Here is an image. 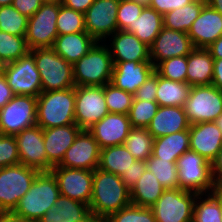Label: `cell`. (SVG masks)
Returning a JSON list of instances; mask_svg holds the SVG:
<instances>
[{
    "mask_svg": "<svg viewBox=\"0 0 222 222\" xmlns=\"http://www.w3.org/2000/svg\"><path fill=\"white\" fill-rule=\"evenodd\" d=\"M131 204L130 189L120 176L96 168L93 171L90 212L95 222H103L113 213Z\"/></svg>",
    "mask_w": 222,
    "mask_h": 222,
    "instance_id": "6da1fadb",
    "label": "cell"
},
{
    "mask_svg": "<svg viewBox=\"0 0 222 222\" xmlns=\"http://www.w3.org/2000/svg\"><path fill=\"white\" fill-rule=\"evenodd\" d=\"M36 124L42 129L75 124V87L42 91L37 97Z\"/></svg>",
    "mask_w": 222,
    "mask_h": 222,
    "instance_id": "7a4b0ae2",
    "label": "cell"
},
{
    "mask_svg": "<svg viewBox=\"0 0 222 222\" xmlns=\"http://www.w3.org/2000/svg\"><path fill=\"white\" fill-rule=\"evenodd\" d=\"M60 195L54 175L50 171L40 172L12 213L25 220L37 222L52 209Z\"/></svg>",
    "mask_w": 222,
    "mask_h": 222,
    "instance_id": "3957f363",
    "label": "cell"
},
{
    "mask_svg": "<svg viewBox=\"0 0 222 222\" xmlns=\"http://www.w3.org/2000/svg\"><path fill=\"white\" fill-rule=\"evenodd\" d=\"M114 63L106 43L96 42L73 65L75 86H104L111 82Z\"/></svg>",
    "mask_w": 222,
    "mask_h": 222,
    "instance_id": "277c9868",
    "label": "cell"
},
{
    "mask_svg": "<svg viewBox=\"0 0 222 222\" xmlns=\"http://www.w3.org/2000/svg\"><path fill=\"white\" fill-rule=\"evenodd\" d=\"M40 73L43 91L75 87L73 65L59 56L52 47L30 50Z\"/></svg>",
    "mask_w": 222,
    "mask_h": 222,
    "instance_id": "5b68a950",
    "label": "cell"
},
{
    "mask_svg": "<svg viewBox=\"0 0 222 222\" xmlns=\"http://www.w3.org/2000/svg\"><path fill=\"white\" fill-rule=\"evenodd\" d=\"M180 188L197 194L215 190L211 163L198 153L187 150L176 161Z\"/></svg>",
    "mask_w": 222,
    "mask_h": 222,
    "instance_id": "8992f818",
    "label": "cell"
},
{
    "mask_svg": "<svg viewBox=\"0 0 222 222\" xmlns=\"http://www.w3.org/2000/svg\"><path fill=\"white\" fill-rule=\"evenodd\" d=\"M40 172L23 164L0 169V213H10Z\"/></svg>",
    "mask_w": 222,
    "mask_h": 222,
    "instance_id": "52a82bcc",
    "label": "cell"
},
{
    "mask_svg": "<svg viewBox=\"0 0 222 222\" xmlns=\"http://www.w3.org/2000/svg\"><path fill=\"white\" fill-rule=\"evenodd\" d=\"M184 110L190 124L215 122L222 114V91L212 84L192 86Z\"/></svg>",
    "mask_w": 222,
    "mask_h": 222,
    "instance_id": "ba28073f",
    "label": "cell"
},
{
    "mask_svg": "<svg viewBox=\"0 0 222 222\" xmlns=\"http://www.w3.org/2000/svg\"><path fill=\"white\" fill-rule=\"evenodd\" d=\"M197 193L166 189L151 207L156 222H192Z\"/></svg>",
    "mask_w": 222,
    "mask_h": 222,
    "instance_id": "9c48e42d",
    "label": "cell"
},
{
    "mask_svg": "<svg viewBox=\"0 0 222 222\" xmlns=\"http://www.w3.org/2000/svg\"><path fill=\"white\" fill-rule=\"evenodd\" d=\"M60 2L43 3L41 7L28 18L26 41L30 50L35 48L53 47L58 36L56 20Z\"/></svg>",
    "mask_w": 222,
    "mask_h": 222,
    "instance_id": "30bf717a",
    "label": "cell"
},
{
    "mask_svg": "<svg viewBox=\"0 0 222 222\" xmlns=\"http://www.w3.org/2000/svg\"><path fill=\"white\" fill-rule=\"evenodd\" d=\"M37 97L14 95L0 109V134L16 135L36 124Z\"/></svg>",
    "mask_w": 222,
    "mask_h": 222,
    "instance_id": "8fae6325",
    "label": "cell"
},
{
    "mask_svg": "<svg viewBox=\"0 0 222 222\" xmlns=\"http://www.w3.org/2000/svg\"><path fill=\"white\" fill-rule=\"evenodd\" d=\"M104 86H75V124L88 130L108 114Z\"/></svg>",
    "mask_w": 222,
    "mask_h": 222,
    "instance_id": "7c38bea8",
    "label": "cell"
},
{
    "mask_svg": "<svg viewBox=\"0 0 222 222\" xmlns=\"http://www.w3.org/2000/svg\"><path fill=\"white\" fill-rule=\"evenodd\" d=\"M3 75L14 95L38 97L43 91L40 73L34 56L30 52L20 59L6 64Z\"/></svg>",
    "mask_w": 222,
    "mask_h": 222,
    "instance_id": "4fadbf2b",
    "label": "cell"
},
{
    "mask_svg": "<svg viewBox=\"0 0 222 222\" xmlns=\"http://www.w3.org/2000/svg\"><path fill=\"white\" fill-rule=\"evenodd\" d=\"M120 0H94L84 13L85 31L96 41L105 42L118 30Z\"/></svg>",
    "mask_w": 222,
    "mask_h": 222,
    "instance_id": "5bb4252c",
    "label": "cell"
},
{
    "mask_svg": "<svg viewBox=\"0 0 222 222\" xmlns=\"http://www.w3.org/2000/svg\"><path fill=\"white\" fill-rule=\"evenodd\" d=\"M50 172L57 181L61 195L84 204H90L93 171L55 166Z\"/></svg>",
    "mask_w": 222,
    "mask_h": 222,
    "instance_id": "9a60e30c",
    "label": "cell"
},
{
    "mask_svg": "<svg viewBox=\"0 0 222 222\" xmlns=\"http://www.w3.org/2000/svg\"><path fill=\"white\" fill-rule=\"evenodd\" d=\"M100 151L92 134L88 130H81L58 166L94 171L99 166Z\"/></svg>",
    "mask_w": 222,
    "mask_h": 222,
    "instance_id": "2e32d148",
    "label": "cell"
},
{
    "mask_svg": "<svg viewBox=\"0 0 222 222\" xmlns=\"http://www.w3.org/2000/svg\"><path fill=\"white\" fill-rule=\"evenodd\" d=\"M20 164L39 172H47V155L43 129L37 124L23 129L15 135Z\"/></svg>",
    "mask_w": 222,
    "mask_h": 222,
    "instance_id": "e0dca14e",
    "label": "cell"
},
{
    "mask_svg": "<svg viewBox=\"0 0 222 222\" xmlns=\"http://www.w3.org/2000/svg\"><path fill=\"white\" fill-rule=\"evenodd\" d=\"M194 49L187 33L163 27L150 46V58L154 66L172 58L187 56Z\"/></svg>",
    "mask_w": 222,
    "mask_h": 222,
    "instance_id": "ac0fdd59",
    "label": "cell"
},
{
    "mask_svg": "<svg viewBox=\"0 0 222 222\" xmlns=\"http://www.w3.org/2000/svg\"><path fill=\"white\" fill-rule=\"evenodd\" d=\"M132 128L128 115L108 113L99 122L90 127L88 131L102 149L108 146L124 144Z\"/></svg>",
    "mask_w": 222,
    "mask_h": 222,
    "instance_id": "d6986e66",
    "label": "cell"
},
{
    "mask_svg": "<svg viewBox=\"0 0 222 222\" xmlns=\"http://www.w3.org/2000/svg\"><path fill=\"white\" fill-rule=\"evenodd\" d=\"M107 41L113 62L151 61L150 47L132 33L117 30Z\"/></svg>",
    "mask_w": 222,
    "mask_h": 222,
    "instance_id": "ffe728a7",
    "label": "cell"
},
{
    "mask_svg": "<svg viewBox=\"0 0 222 222\" xmlns=\"http://www.w3.org/2000/svg\"><path fill=\"white\" fill-rule=\"evenodd\" d=\"M113 63L114 68L110 83L116 88L122 89L133 95L155 71V66L151 61H125Z\"/></svg>",
    "mask_w": 222,
    "mask_h": 222,
    "instance_id": "44dd1931",
    "label": "cell"
},
{
    "mask_svg": "<svg viewBox=\"0 0 222 222\" xmlns=\"http://www.w3.org/2000/svg\"><path fill=\"white\" fill-rule=\"evenodd\" d=\"M187 34L194 48H207L222 35V14L206 4Z\"/></svg>",
    "mask_w": 222,
    "mask_h": 222,
    "instance_id": "7402d4cb",
    "label": "cell"
},
{
    "mask_svg": "<svg viewBox=\"0 0 222 222\" xmlns=\"http://www.w3.org/2000/svg\"><path fill=\"white\" fill-rule=\"evenodd\" d=\"M81 130L76 124L43 129L47 172L61 163L66 150L73 144Z\"/></svg>",
    "mask_w": 222,
    "mask_h": 222,
    "instance_id": "603a6c76",
    "label": "cell"
},
{
    "mask_svg": "<svg viewBox=\"0 0 222 222\" xmlns=\"http://www.w3.org/2000/svg\"><path fill=\"white\" fill-rule=\"evenodd\" d=\"M189 134L190 150L211 163L222 148V131L217 124L215 122L191 124Z\"/></svg>",
    "mask_w": 222,
    "mask_h": 222,
    "instance_id": "cb8c5ba5",
    "label": "cell"
},
{
    "mask_svg": "<svg viewBox=\"0 0 222 222\" xmlns=\"http://www.w3.org/2000/svg\"><path fill=\"white\" fill-rule=\"evenodd\" d=\"M190 125L184 107L159 106L147 129L157 138L189 130Z\"/></svg>",
    "mask_w": 222,
    "mask_h": 222,
    "instance_id": "d4e9b609",
    "label": "cell"
},
{
    "mask_svg": "<svg viewBox=\"0 0 222 222\" xmlns=\"http://www.w3.org/2000/svg\"><path fill=\"white\" fill-rule=\"evenodd\" d=\"M37 222H95L88 204L60 195L55 205Z\"/></svg>",
    "mask_w": 222,
    "mask_h": 222,
    "instance_id": "484cf974",
    "label": "cell"
},
{
    "mask_svg": "<svg viewBox=\"0 0 222 222\" xmlns=\"http://www.w3.org/2000/svg\"><path fill=\"white\" fill-rule=\"evenodd\" d=\"M214 59L207 48H194L187 55L186 83L190 86L211 85Z\"/></svg>",
    "mask_w": 222,
    "mask_h": 222,
    "instance_id": "4316f807",
    "label": "cell"
},
{
    "mask_svg": "<svg viewBox=\"0 0 222 222\" xmlns=\"http://www.w3.org/2000/svg\"><path fill=\"white\" fill-rule=\"evenodd\" d=\"M95 43L96 41L84 31L58 35L52 48L59 56L74 65L88 53Z\"/></svg>",
    "mask_w": 222,
    "mask_h": 222,
    "instance_id": "83f0119b",
    "label": "cell"
},
{
    "mask_svg": "<svg viewBox=\"0 0 222 222\" xmlns=\"http://www.w3.org/2000/svg\"><path fill=\"white\" fill-rule=\"evenodd\" d=\"M190 149L189 130H183L154 139L152 155L154 157L176 162L177 159Z\"/></svg>",
    "mask_w": 222,
    "mask_h": 222,
    "instance_id": "f1b7e54d",
    "label": "cell"
},
{
    "mask_svg": "<svg viewBox=\"0 0 222 222\" xmlns=\"http://www.w3.org/2000/svg\"><path fill=\"white\" fill-rule=\"evenodd\" d=\"M166 189L148 169L130 189L131 204L151 208Z\"/></svg>",
    "mask_w": 222,
    "mask_h": 222,
    "instance_id": "f546056e",
    "label": "cell"
},
{
    "mask_svg": "<svg viewBox=\"0 0 222 222\" xmlns=\"http://www.w3.org/2000/svg\"><path fill=\"white\" fill-rule=\"evenodd\" d=\"M136 161L128 149L122 145L104 147L100 151L98 168L121 176L124 171H128Z\"/></svg>",
    "mask_w": 222,
    "mask_h": 222,
    "instance_id": "4dcf8cb0",
    "label": "cell"
},
{
    "mask_svg": "<svg viewBox=\"0 0 222 222\" xmlns=\"http://www.w3.org/2000/svg\"><path fill=\"white\" fill-rule=\"evenodd\" d=\"M191 87L187 83L169 80L157 74L156 102L159 106L184 107Z\"/></svg>",
    "mask_w": 222,
    "mask_h": 222,
    "instance_id": "1f68e13d",
    "label": "cell"
},
{
    "mask_svg": "<svg viewBox=\"0 0 222 222\" xmlns=\"http://www.w3.org/2000/svg\"><path fill=\"white\" fill-rule=\"evenodd\" d=\"M163 27V16L153 8L145 6L132 25L131 33L150 47Z\"/></svg>",
    "mask_w": 222,
    "mask_h": 222,
    "instance_id": "d6a6232c",
    "label": "cell"
},
{
    "mask_svg": "<svg viewBox=\"0 0 222 222\" xmlns=\"http://www.w3.org/2000/svg\"><path fill=\"white\" fill-rule=\"evenodd\" d=\"M207 4L206 0H194L183 7L177 8L163 16L164 27L188 33L193 22L199 16L202 8Z\"/></svg>",
    "mask_w": 222,
    "mask_h": 222,
    "instance_id": "836d02e7",
    "label": "cell"
},
{
    "mask_svg": "<svg viewBox=\"0 0 222 222\" xmlns=\"http://www.w3.org/2000/svg\"><path fill=\"white\" fill-rule=\"evenodd\" d=\"M192 222H222L219 189L211 193L197 194Z\"/></svg>",
    "mask_w": 222,
    "mask_h": 222,
    "instance_id": "e575fe53",
    "label": "cell"
},
{
    "mask_svg": "<svg viewBox=\"0 0 222 222\" xmlns=\"http://www.w3.org/2000/svg\"><path fill=\"white\" fill-rule=\"evenodd\" d=\"M154 139L147 128H132L123 145L136 160L146 161L152 155Z\"/></svg>",
    "mask_w": 222,
    "mask_h": 222,
    "instance_id": "d590c367",
    "label": "cell"
},
{
    "mask_svg": "<svg viewBox=\"0 0 222 222\" xmlns=\"http://www.w3.org/2000/svg\"><path fill=\"white\" fill-rule=\"evenodd\" d=\"M147 169L154 173L165 189L180 188L176 162L164 160L151 155L146 161Z\"/></svg>",
    "mask_w": 222,
    "mask_h": 222,
    "instance_id": "8d00e7d4",
    "label": "cell"
},
{
    "mask_svg": "<svg viewBox=\"0 0 222 222\" xmlns=\"http://www.w3.org/2000/svg\"><path fill=\"white\" fill-rule=\"evenodd\" d=\"M29 52L25 36H16L0 30V58L6 64L20 59Z\"/></svg>",
    "mask_w": 222,
    "mask_h": 222,
    "instance_id": "74e56055",
    "label": "cell"
},
{
    "mask_svg": "<svg viewBox=\"0 0 222 222\" xmlns=\"http://www.w3.org/2000/svg\"><path fill=\"white\" fill-rule=\"evenodd\" d=\"M28 18L12 5L0 7V30L16 36H26Z\"/></svg>",
    "mask_w": 222,
    "mask_h": 222,
    "instance_id": "f35d334b",
    "label": "cell"
},
{
    "mask_svg": "<svg viewBox=\"0 0 222 222\" xmlns=\"http://www.w3.org/2000/svg\"><path fill=\"white\" fill-rule=\"evenodd\" d=\"M58 35L72 34L85 31L84 14L61 4L56 20Z\"/></svg>",
    "mask_w": 222,
    "mask_h": 222,
    "instance_id": "ab89813d",
    "label": "cell"
},
{
    "mask_svg": "<svg viewBox=\"0 0 222 222\" xmlns=\"http://www.w3.org/2000/svg\"><path fill=\"white\" fill-rule=\"evenodd\" d=\"M104 96L109 113L128 115L134 100L133 94L116 88L111 83H107L104 85Z\"/></svg>",
    "mask_w": 222,
    "mask_h": 222,
    "instance_id": "60d3db41",
    "label": "cell"
},
{
    "mask_svg": "<svg viewBox=\"0 0 222 222\" xmlns=\"http://www.w3.org/2000/svg\"><path fill=\"white\" fill-rule=\"evenodd\" d=\"M159 105L156 101L133 100L128 118L133 128H147L156 114Z\"/></svg>",
    "mask_w": 222,
    "mask_h": 222,
    "instance_id": "b9f144b4",
    "label": "cell"
},
{
    "mask_svg": "<svg viewBox=\"0 0 222 222\" xmlns=\"http://www.w3.org/2000/svg\"><path fill=\"white\" fill-rule=\"evenodd\" d=\"M155 72L163 78L186 83L187 56L165 59L155 66Z\"/></svg>",
    "mask_w": 222,
    "mask_h": 222,
    "instance_id": "7bdbcfd3",
    "label": "cell"
},
{
    "mask_svg": "<svg viewBox=\"0 0 222 222\" xmlns=\"http://www.w3.org/2000/svg\"><path fill=\"white\" fill-rule=\"evenodd\" d=\"M103 222H156L151 208L129 204Z\"/></svg>",
    "mask_w": 222,
    "mask_h": 222,
    "instance_id": "ee69618b",
    "label": "cell"
},
{
    "mask_svg": "<svg viewBox=\"0 0 222 222\" xmlns=\"http://www.w3.org/2000/svg\"><path fill=\"white\" fill-rule=\"evenodd\" d=\"M145 6L129 0H120L117 12L118 30L132 32V25L141 15Z\"/></svg>",
    "mask_w": 222,
    "mask_h": 222,
    "instance_id": "f6af8a7d",
    "label": "cell"
},
{
    "mask_svg": "<svg viewBox=\"0 0 222 222\" xmlns=\"http://www.w3.org/2000/svg\"><path fill=\"white\" fill-rule=\"evenodd\" d=\"M17 164L20 159L15 136L0 134V169Z\"/></svg>",
    "mask_w": 222,
    "mask_h": 222,
    "instance_id": "bcb514c9",
    "label": "cell"
},
{
    "mask_svg": "<svg viewBox=\"0 0 222 222\" xmlns=\"http://www.w3.org/2000/svg\"><path fill=\"white\" fill-rule=\"evenodd\" d=\"M157 73L154 71L149 78L136 90L134 100L156 101Z\"/></svg>",
    "mask_w": 222,
    "mask_h": 222,
    "instance_id": "7dc6e473",
    "label": "cell"
},
{
    "mask_svg": "<svg viewBox=\"0 0 222 222\" xmlns=\"http://www.w3.org/2000/svg\"><path fill=\"white\" fill-rule=\"evenodd\" d=\"M147 170V165L144 160H136L133 163V166L120 176L123 183L129 188L132 187L137 183L139 178H141L142 174Z\"/></svg>",
    "mask_w": 222,
    "mask_h": 222,
    "instance_id": "c3c4849f",
    "label": "cell"
},
{
    "mask_svg": "<svg viewBox=\"0 0 222 222\" xmlns=\"http://www.w3.org/2000/svg\"><path fill=\"white\" fill-rule=\"evenodd\" d=\"M194 0H151L149 7L156 10L159 14L164 16L166 13L183 7Z\"/></svg>",
    "mask_w": 222,
    "mask_h": 222,
    "instance_id": "681fc988",
    "label": "cell"
},
{
    "mask_svg": "<svg viewBox=\"0 0 222 222\" xmlns=\"http://www.w3.org/2000/svg\"><path fill=\"white\" fill-rule=\"evenodd\" d=\"M42 4L41 0H13L12 2V6L27 18H30Z\"/></svg>",
    "mask_w": 222,
    "mask_h": 222,
    "instance_id": "f907efd6",
    "label": "cell"
},
{
    "mask_svg": "<svg viewBox=\"0 0 222 222\" xmlns=\"http://www.w3.org/2000/svg\"><path fill=\"white\" fill-rule=\"evenodd\" d=\"M212 177L216 189H222V148L211 162Z\"/></svg>",
    "mask_w": 222,
    "mask_h": 222,
    "instance_id": "816d5d0a",
    "label": "cell"
},
{
    "mask_svg": "<svg viewBox=\"0 0 222 222\" xmlns=\"http://www.w3.org/2000/svg\"><path fill=\"white\" fill-rule=\"evenodd\" d=\"M14 94L7 83L4 75L0 76V109L3 108L12 98Z\"/></svg>",
    "mask_w": 222,
    "mask_h": 222,
    "instance_id": "f5cc1de1",
    "label": "cell"
},
{
    "mask_svg": "<svg viewBox=\"0 0 222 222\" xmlns=\"http://www.w3.org/2000/svg\"><path fill=\"white\" fill-rule=\"evenodd\" d=\"M94 3V0H62L61 4L75 11L85 13L87 9Z\"/></svg>",
    "mask_w": 222,
    "mask_h": 222,
    "instance_id": "db71d44e",
    "label": "cell"
},
{
    "mask_svg": "<svg viewBox=\"0 0 222 222\" xmlns=\"http://www.w3.org/2000/svg\"><path fill=\"white\" fill-rule=\"evenodd\" d=\"M212 85L222 91V59H214Z\"/></svg>",
    "mask_w": 222,
    "mask_h": 222,
    "instance_id": "11a10c76",
    "label": "cell"
},
{
    "mask_svg": "<svg viewBox=\"0 0 222 222\" xmlns=\"http://www.w3.org/2000/svg\"><path fill=\"white\" fill-rule=\"evenodd\" d=\"M213 59H222V35L207 47Z\"/></svg>",
    "mask_w": 222,
    "mask_h": 222,
    "instance_id": "9f6ffc18",
    "label": "cell"
},
{
    "mask_svg": "<svg viewBox=\"0 0 222 222\" xmlns=\"http://www.w3.org/2000/svg\"><path fill=\"white\" fill-rule=\"evenodd\" d=\"M0 222H33V221L25 220L10 212V213H0Z\"/></svg>",
    "mask_w": 222,
    "mask_h": 222,
    "instance_id": "6f0895ef",
    "label": "cell"
},
{
    "mask_svg": "<svg viewBox=\"0 0 222 222\" xmlns=\"http://www.w3.org/2000/svg\"><path fill=\"white\" fill-rule=\"evenodd\" d=\"M207 4L222 14V0H206Z\"/></svg>",
    "mask_w": 222,
    "mask_h": 222,
    "instance_id": "680465c9",
    "label": "cell"
},
{
    "mask_svg": "<svg viewBox=\"0 0 222 222\" xmlns=\"http://www.w3.org/2000/svg\"><path fill=\"white\" fill-rule=\"evenodd\" d=\"M129 1L136 2V3L142 4L144 6H149V4L151 2V0H129Z\"/></svg>",
    "mask_w": 222,
    "mask_h": 222,
    "instance_id": "91938a15",
    "label": "cell"
},
{
    "mask_svg": "<svg viewBox=\"0 0 222 222\" xmlns=\"http://www.w3.org/2000/svg\"><path fill=\"white\" fill-rule=\"evenodd\" d=\"M6 63L0 58V76L4 74Z\"/></svg>",
    "mask_w": 222,
    "mask_h": 222,
    "instance_id": "94428289",
    "label": "cell"
},
{
    "mask_svg": "<svg viewBox=\"0 0 222 222\" xmlns=\"http://www.w3.org/2000/svg\"><path fill=\"white\" fill-rule=\"evenodd\" d=\"M218 128L222 131V114L215 120Z\"/></svg>",
    "mask_w": 222,
    "mask_h": 222,
    "instance_id": "6125c7cd",
    "label": "cell"
},
{
    "mask_svg": "<svg viewBox=\"0 0 222 222\" xmlns=\"http://www.w3.org/2000/svg\"><path fill=\"white\" fill-rule=\"evenodd\" d=\"M13 0H0V7L6 5H12Z\"/></svg>",
    "mask_w": 222,
    "mask_h": 222,
    "instance_id": "be15d7a7",
    "label": "cell"
},
{
    "mask_svg": "<svg viewBox=\"0 0 222 222\" xmlns=\"http://www.w3.org/2000/svg\"><path fill=\"white\" fill-rule=\"evenodd\" d=\"M219 202H220L221 216H222V189H219Z\"/></svg>",
    "mask_w": 222,
    "mask_h": 222,
    "instance_id": "e7e4bbea",
    "label": "cell"
},
{
    "mask_svg": "<svg viewBox=\"0 0 222 222\" xmlns=\"http://www.w3.org/2000/svg\"><path fill=\"white\" fill-rule=\"evenodd\" d=\"M43 3H58L61 2L62 0H41Z\"/></svg>",
    "mask_w": 222,
    "mask_h": 222,
    "instance_id": "03108f58",
    "label": "cell"
}]
</instances>
